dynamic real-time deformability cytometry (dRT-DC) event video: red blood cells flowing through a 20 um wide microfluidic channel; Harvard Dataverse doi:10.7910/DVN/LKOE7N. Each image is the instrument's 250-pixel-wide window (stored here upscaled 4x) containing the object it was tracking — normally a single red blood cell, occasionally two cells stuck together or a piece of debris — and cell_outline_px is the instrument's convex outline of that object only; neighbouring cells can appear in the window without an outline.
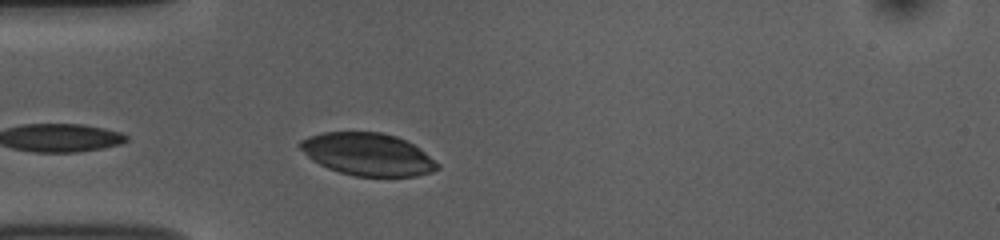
{"species": "common noctule bat (a hibernating species)", "species_latin": "Nyctalus noctula", "temperature_condition": "room temperature", "stored_images_in_passage": 40, "camera_frame_rate_fps": 3000, "um_per_image_px": 0.085, "animal": {"sex": "female", "body_mass_g": 10.0, "forearm_length_mm": 53.1}, "frame": {"image": 1, "passage_image": 3, "time_ms": 0.667, "image_size_px": [1000, 240], "cell_outline_px": [[440, 168], [432, 172], [416, 176], [356, 176], [340, 172], [328, 168], [312, 160], [296, 144], [300, 140], [308, 136], [320, 132], [380, 132], [396, 136], [408, 140], [420, 148], [440, 164]], "centroid_in_image_um": [31.27, 13.1], "position_along_channel_um": 53.7, "area_um2": 34.22}}
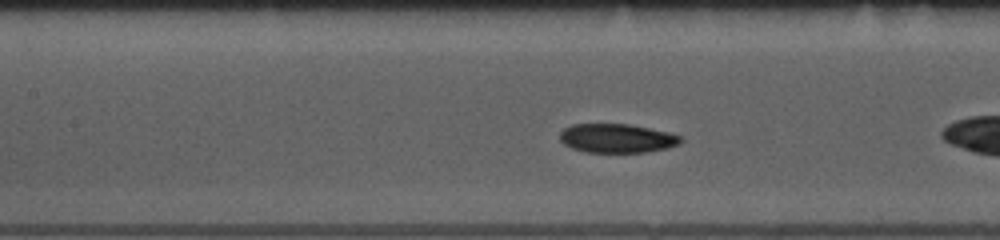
{"frame": {"image": 2, "passage_image": 9, "time_ms": 2.667, "image_size_px": [1000, 240], "cell_outline_px": [[684, 140], [680, 144], [668, 148], [644, 152], [584, 152], [572, 148], [564, 144], [560, 140], [560, 132], [564, 128], [572, 124], [628, 124], [668, 132], [680, 136]], "centroid_in_image_um": [52.44, 11.75], "position_along_channel_um": 155.0, "area_um2": 20.4}}
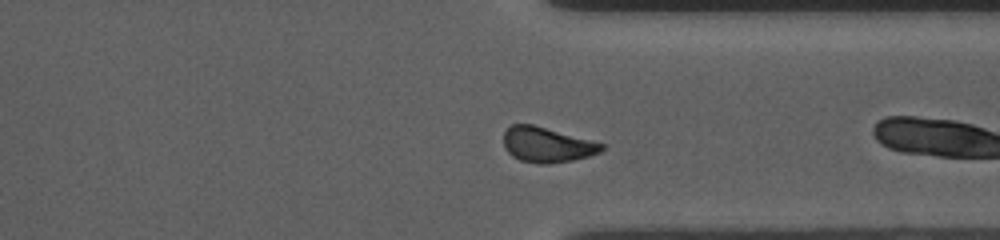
{"frame": {"image": 3, "passage_image": 26, "time_ms": 8.333, "image_size_px": [1000, 240], "cell_outline_px": [[604, 148], [600, 152], [588, 156], [572, 160], [548, 164], [540, 164], [520, 160], [512, 156], [508, 152], [504, 144], [504, 132], [512, 124], [532, 124], [604, 144]], "centroid_in_image_um": [46.47, 12.31], "position_along_channel_um": 364.9, "area_um2": 19.77}, "authors_computed_cell_mechanics": {"area_um2": 20.4612, "velocity_mm_per_s": 3.712, "shape_relaxation_time_tau1_ms": 2.7057, "shape_relaxation_time_tau2_ms": 1.5222, "deformation_change_tau1": 0.102, "deformation_change_tau2": 0.043}}